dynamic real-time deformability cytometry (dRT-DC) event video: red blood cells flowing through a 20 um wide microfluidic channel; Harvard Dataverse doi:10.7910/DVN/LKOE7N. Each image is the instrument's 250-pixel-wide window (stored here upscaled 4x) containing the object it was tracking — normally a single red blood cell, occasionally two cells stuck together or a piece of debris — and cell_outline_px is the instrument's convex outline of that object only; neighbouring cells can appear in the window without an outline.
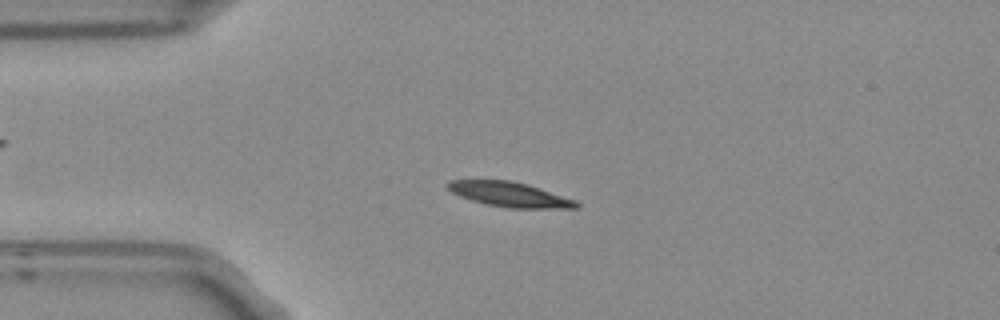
{"species": "Egyptian fruit bat (a non-hibernating species)", "species_latin": "Rousettus aegyptiacus", "temperature_condition": "room temperature", "stored_images_in_passage": 8, "camera_frame_rate_fps": 3000, "um_per_image_px": 0.085, "frame": {"image": 1, "passage_image": 4, "time_ms": 1.0, "image_size_px": [1000, 320], "cell_outline_px": [[580, 208], [508, 208], [488, 204], [472, 200], [460, 196], [452, 192], [444, 184], [448, 180], [512, 180], [528, 184], [576, 200], [580, 204]], "centroid_in_image_um": [43.33, 16.52], "position_along_channel_um": 41.7, "area_um2": 18.61}}